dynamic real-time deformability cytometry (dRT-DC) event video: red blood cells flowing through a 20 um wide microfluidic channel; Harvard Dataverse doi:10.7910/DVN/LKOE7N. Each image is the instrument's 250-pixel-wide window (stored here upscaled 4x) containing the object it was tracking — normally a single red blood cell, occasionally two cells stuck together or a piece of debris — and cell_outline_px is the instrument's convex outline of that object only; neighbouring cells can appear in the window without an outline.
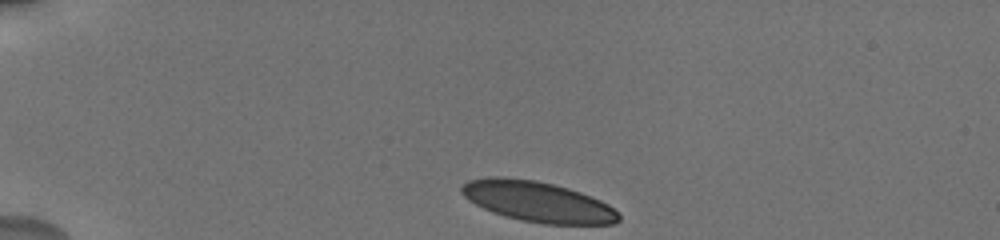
{"species": "human", "species_latin": "Homo sapiens", "temperature_condition": "cold", "stored_images_in_passage": 38, "camera_frame_rate_fps": 3000, "um_per_image_px": 0.085, "donor": {"sex": "male"}, "frame": {"image": 1, "passage_image": 1, "time_ms": 0.0, "image_size_px": [1000, 240], "cell_outline_px": [[620, 220], [616, 224], [544, 224], [520, 220], [492, 212], [468, 200], [460, 192], [460, 188], [468, 180], [492, 176], [500, 176], [536, 180], [568, 188], [580, 192], [600, 200], [608, 204], [620, 216]], "centroid_in_image_um": [45.69, 17.14], "position_along_channel_um": 39.3, "area_um2": 36.99}}
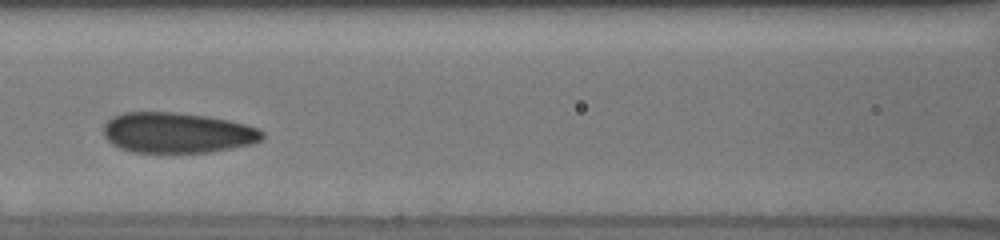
{"frame": {"image": 2, "passage_image": 14, "time_ms": 4.667, "image_size_px": [1000, 240], "cell_outline_px": [[264, 136], [260, 140], [252, 144], [232, 148], [208, 152], [132, 152], [120, 148], [112, 144], [104, 136], [104, 124], [112, 116], [124, 112], [176, 112], [208, 116], [228, 120], [244, 124], [256, 128], [264, 132]], "centroid_in_image_um": [15.05, 11.28], "position_along_channel_um": 151.6, "area_um2": 37.45}}
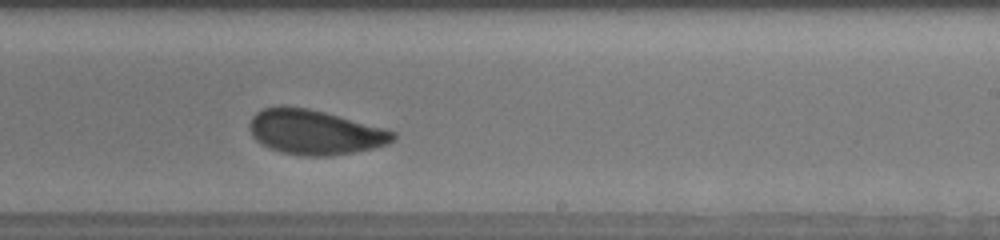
{"frame": {"image": 3, "passage_image": 22, "time_ms": 7.667, "image_size_px": [1000, 240], "cell_outline_px": [[396, 140], [388, 144], [372, 148], [332, 156], [304, 156], [280, 152], [260, 144], [252, 136], [248, 124], [252, 116], [256, 112], [264, 108], [280, 104], [284, 104], [308, 108], [388, 128], [396, 132]], "centroid_in_image_um": [26.75, 11.22], "position_along_channel_um": 262.2, "area_um2": 38.03}, "authors_computed_cell_mechanics": {"area_um2": 37.4833, "velocity_mm_per_s": 3.7048, "shape_relaxation_time_tau1_ms": 4.6789, "shape_relaxation_time_tau2_ms": 1.1595, "deformation_change_tau1": 0.1172, "deformation_change_tau2": 0.0614}}